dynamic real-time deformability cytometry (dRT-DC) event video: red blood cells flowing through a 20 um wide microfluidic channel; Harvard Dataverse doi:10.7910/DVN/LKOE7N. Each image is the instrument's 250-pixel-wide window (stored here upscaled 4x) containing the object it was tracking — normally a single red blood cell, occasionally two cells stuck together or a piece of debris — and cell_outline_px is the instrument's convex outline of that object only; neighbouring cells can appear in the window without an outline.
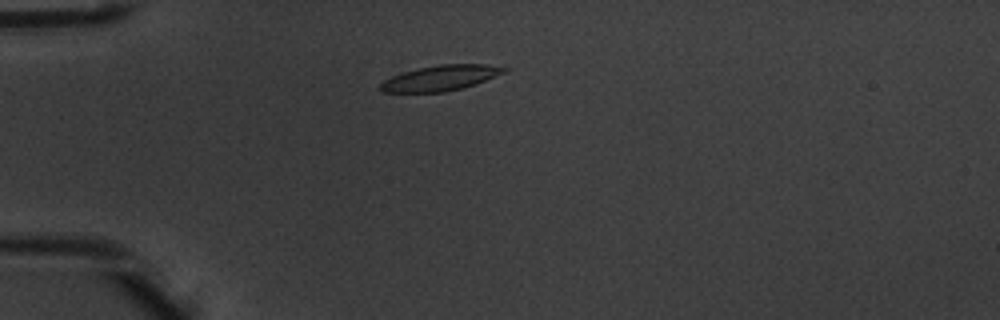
{"species": "common noctule bat (a hibernating species)", "species_latin": "Nyctalus noctula", "temperature_condition": "warm", "stored_images_in_passage": 3, "camera_frame_rate_fps": 3000, "um_per_image_px": 0.085, "animal": {"sex": "male", "body_mass_g": 20.1, "forearm_length_mm": 53.5}, "frame": {"image": 1, "passage_image": 1, "time_ms": 0.0, "image_size_px": [1000, 320], "cell_outline_px": [[508, 68], [504, 72], [476, 84], [464, 88], [444, 92], [384, 92], [380, 88], [380, 84], [384, 80], [392, 76], [416, 68], [440, 64], [484, 64]], "centroid_in_image_um": [37.43, 6.63], "position_along_channel_um": 47.6, "area_um2": 18.15}}